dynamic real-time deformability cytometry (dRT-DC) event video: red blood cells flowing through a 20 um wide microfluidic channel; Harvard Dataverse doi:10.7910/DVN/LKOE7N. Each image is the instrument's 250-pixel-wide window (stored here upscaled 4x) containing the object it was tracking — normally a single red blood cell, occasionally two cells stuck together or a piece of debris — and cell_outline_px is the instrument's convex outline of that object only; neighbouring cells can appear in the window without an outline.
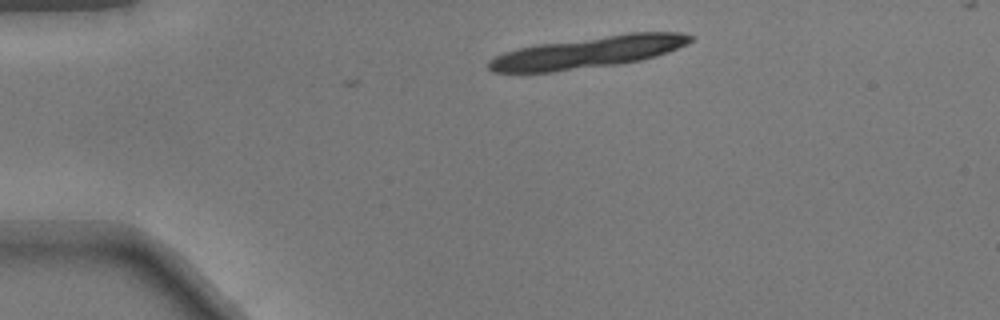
{"species": "common noctule bat (a hibernating species)", "species_latin": "Nyctalus noctula", "temperature_condition": "warm", "stored_images_in_passage": 9, "camera_frame_rate_fps": 3000, "um_per_image_px": 0.085, "animal": {"sex": "male", "body_mass_g": 17.9}, "frame": {"image": 1, "passage_image": 1, "time_ms": 0.0, "image_size_px": [1000, 320], "cell_outline_px": [[696, 36], [688, 44], [668, 52], [656, 56], [640, 60], [620, 64], [552, 72], [492, 72], [488, 68], [488, 60], [504, 52], [536, 44], [628, 32], [680, 32]], "centroid_in_image_um": [50.03, 4.43], "position_along_channel_um": 35.0, "area_um2": 37.45}}